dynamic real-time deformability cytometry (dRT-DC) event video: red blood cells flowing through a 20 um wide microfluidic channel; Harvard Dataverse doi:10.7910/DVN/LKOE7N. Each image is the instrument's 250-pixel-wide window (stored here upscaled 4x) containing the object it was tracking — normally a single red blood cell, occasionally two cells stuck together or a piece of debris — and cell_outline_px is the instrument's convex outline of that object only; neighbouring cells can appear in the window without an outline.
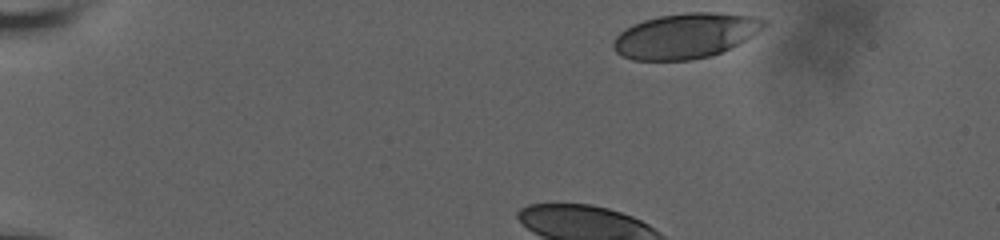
{"species": "human", "species_latin": "Homo sapiens", "temperature_condition": "room temperature", "stored_images_in_passage": 39, "camera_frame_rate_fps": 3000, "um_per_image_px": 0.085, "donor": {"sex": "male"}, "frame": {"image": 1, "passage_image": 1, "time_ms": 0.0, "image_size_px": [1000, 240], "cell_outline_px": [[768, 24], [764, 28], [752, 36], [712, 56], [692, 60], [632, 60], [620, 56], [612, 48], [612, 44], [616, 36], [624, 28], [632, 24], [644, 20], [660, 16], [688, 12], [716, 12], [752, 16], [768, 20]], "centroid_in_image_um": [58.25, 3.04], "position_along_channel_um": 26.8, "area_um2": 39.77}}
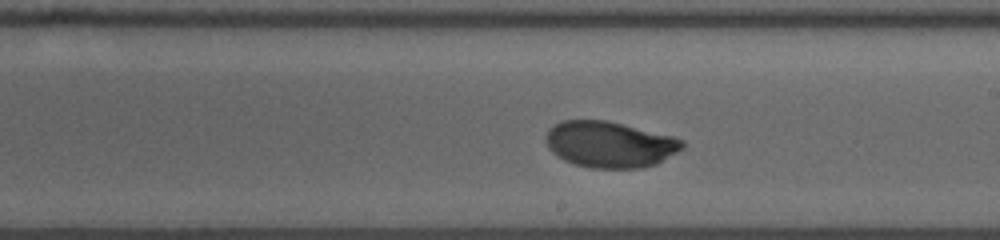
{"frame": {"image": 2, "passage_image": 24, "time_ms": 7.667, "image_size_px": [1000, 240], "cell_outline_px": [[684, 148], [656, 164], [644, 168], [592, 168], [576, 164], [564, 160], [552, 152], [548, 148], [544, 140], [544, 136], [548, 128], [564, 120], [604, 120], [672, 136], [684, 140]], "centroid_in_image_um": [51.8, 12.28], "position_along_channel_um": 237.2, "area_um2": 36.65}}
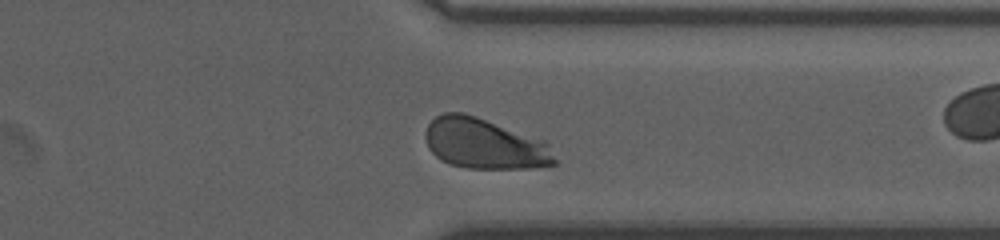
{"frame": {"image": 3, "passage_image": 35, "time_ms": 11.333, "image_size_px": [1000, 240], "cell_outline_px": [[556, 164], [532, 168], [468, 168], [448, 164], [440, 160], [428, 148], [424, 136], [424, 132], [428, 124], [436, 116], [444, 112], [464, 112], [548, 140], [556, 160]], "centroid_in_image_um": [41.2, 12.2], "position_along_channel_um": 370.2, "area_um2": 38.73}, "authors_computed_cell_mechanics": {"area_um2": 37.4544, "velocity_mm_per_s": 3.633, "shape_relaxation_time_tau1_ms": 3.8988, "shape_relaxation_time_tau2_ms": null, "deformation_change_tau1": 0.1628, "deformation_change_tau2": null}}